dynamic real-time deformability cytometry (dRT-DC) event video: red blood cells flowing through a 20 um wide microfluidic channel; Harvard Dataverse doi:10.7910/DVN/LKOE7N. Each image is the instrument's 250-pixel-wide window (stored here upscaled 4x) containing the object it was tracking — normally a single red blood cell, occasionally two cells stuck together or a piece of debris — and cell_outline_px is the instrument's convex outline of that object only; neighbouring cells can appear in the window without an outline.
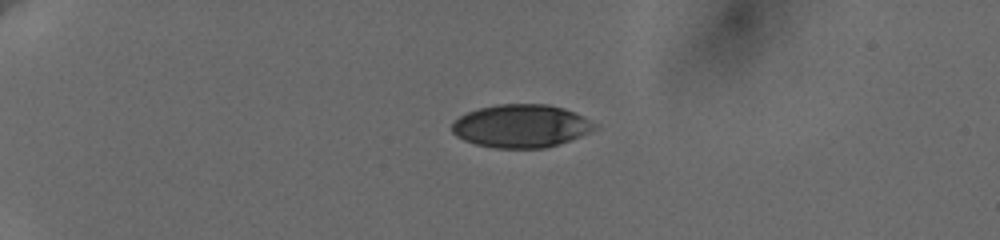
{"species": "human", "species_latin": "Homo sapiens", "temperature_condition": "cold", "stored_images_in_passage": 44, "camera_frame_rate_fps": 3000, "um_per_image_px": 0.085, "donor": {"sex": "female"}, "frame": {"image": 1, "passage_image": 1, "time_ms": 0.0, "image_size_px": [1000, 240], "cell_outline_px": [[596, 128], [588, 132], [568, 140], [544, 148], [496, 148], [476, 144], [464, 140], [456, 136], [452, 132], [452, 124], [460, 116], [468, 112], [480, 108], [496, 104], [548, 104], [564, 108], [596, 124]], "centroid_in_image_um": [44.24, 10.71], "position_along_channel_um": 40.8, "area_um2": 35.26}}
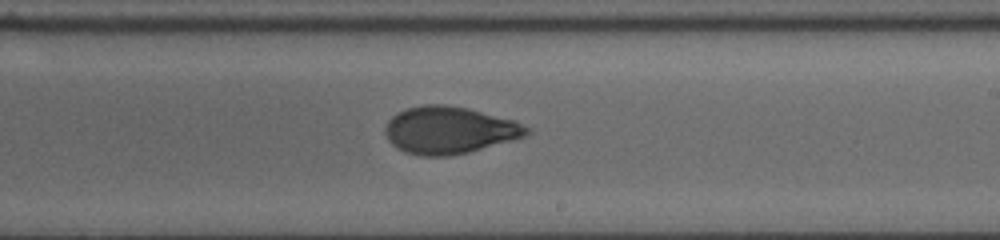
{"frame": {"image": 2, "passage_image": 24, "time_ms": 7.667, "image_size_px": [1000, 240], "cell_outline_px": [[532, 132], [524, 136], [512, 140], [468, 152], [448, 156], [420, 156], [404, 152], [396, 148], [388, 140], [384, 132], [384, 128], [388, 120], [396, 112], [408, 108], [424, 104], [444, 104], [468, 108], [516, 120], [532, 128]], "centroid_in_image_um": [38.19, 11.06], "position_along_channel_um": 250.8, "area_um2": 39.3}}
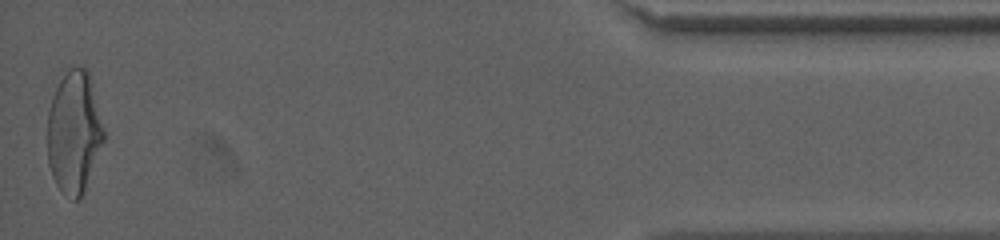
{"frame": {"image": 3, "passage_image": 44, "time_ms": 14.333, "image_size_px": [1000, 240], "cell_outline_px": [[104, 140], [84, 192], [76, 200], [72, 200], [56, 184], [52, 176], [48, 164], [48, 112], [52, 96], [60, 80], [68, 68], [84, 68], [88, 72], [92, 84], [104, 132]], "centroid_in_image_um": [6.28, 11.25], "position_along_channel_um": 428.9, "area_um2": 39.54}, "authors_computed_cell_mechanics": {"area_um2": 38.9572, "velocity_mm_per_s": 3.649, "shape_relaxation_time_tau1_ms": 4.6339, "shape_relaxation_time_tau2_ms": 1.6465, "deformation_change_tau1": 0.1608, "deformation_change_tau2": 0.0678}}